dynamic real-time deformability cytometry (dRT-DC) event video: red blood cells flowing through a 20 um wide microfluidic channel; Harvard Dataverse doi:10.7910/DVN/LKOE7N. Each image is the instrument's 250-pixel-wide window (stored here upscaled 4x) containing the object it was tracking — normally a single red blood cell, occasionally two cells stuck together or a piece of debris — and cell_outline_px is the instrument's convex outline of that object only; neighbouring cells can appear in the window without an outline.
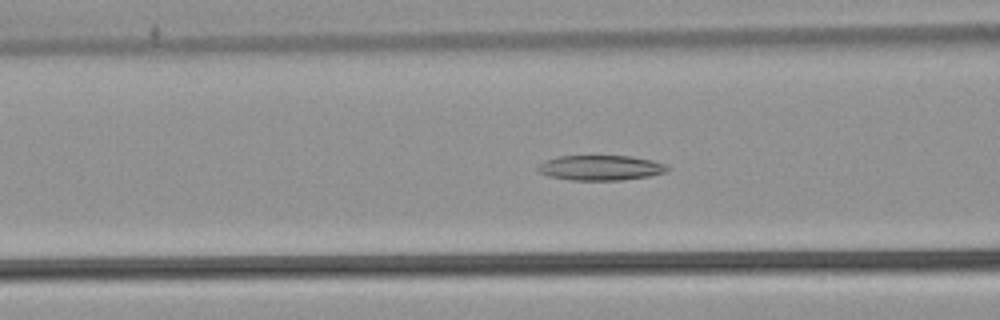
{"species": "common noctule bat (a hibernating species)", "species_latin": "Nyctalus noctula", "temperature_condition": "warm", "stored_images_in_passage": 54, "camera_frame_rate_fps": 3000, "um_per_image_px": 0.085, "animal": {"sex": "male", "body_mass_g": 21.5, "forearm_length_mm": 52.0}, "frame": {"image": 1, "passage_image": 22, "time_ms": 7.0, "image_size_px": [1000, 320], "cell_outline_px": [[668, 172], [652, 176], [620, 180], [572, 180], [548, 176], [540, 172], [536, 168], [544, 160], [556, 156], [632, 156], [652, 160], [664, 164], [668, 168]], "centroid_in_image_um": [51.05, 14.26], "position_along_channel_um": 115.5, "area_um2": 19.02}}
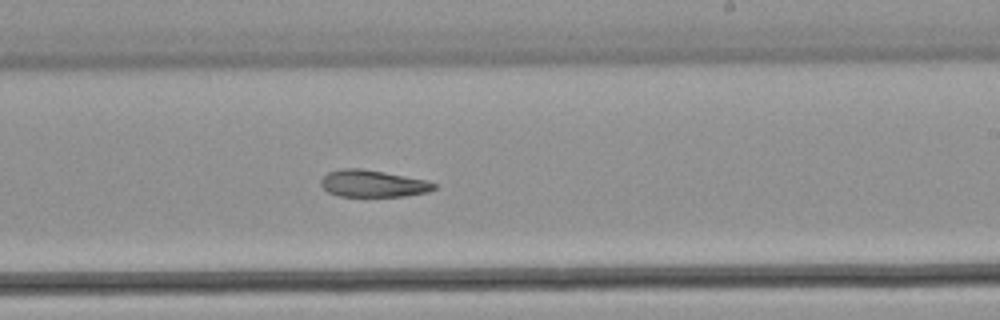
{"frame": {"image": 2, "passage_image": 33, "time_ms": 10.667, "image_size_px": [1000, 320], "cell_outline_px": [[436, 188], [428, 192], [404, 196], [336, 196], [328, 192], [320, 184], [320, 180], [328, 172], [340, 168], [360, 168], [404, 176], [424, 180], [436, 184]], "centroid_in_image_um": [31.65, 15.61], "position_along_channel_um": 257.4, "area_um2": 17.63}}
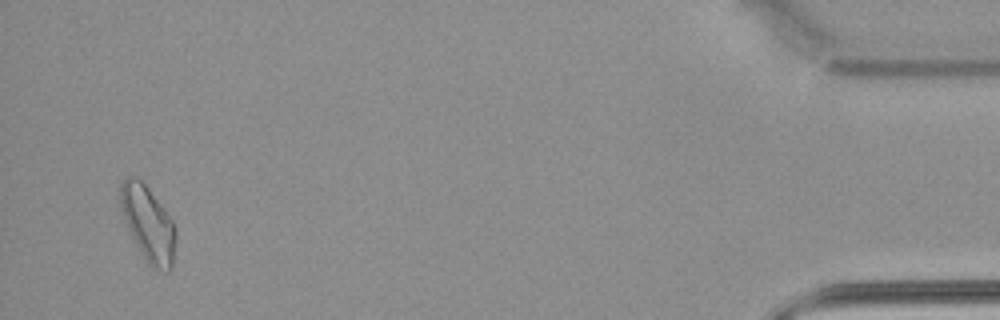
{"frame": {"image": 3, "passage_image": 52, "time_ms": 17.0, "image_size_px": [1000, 320], "cell_outline_px": [[176, 240], [172, 268], [168, 272], [152, 268], [148, 264], [132, 236], [124, 220], [120, 204], [120, 184], [128, 176], [136, 176], [148, 188], [172, 220], [176, 228]], "centroid_in_image_um": [12.6, 19.03], "position_along_channel_um": 422.6, "area_um2": 24.04}}